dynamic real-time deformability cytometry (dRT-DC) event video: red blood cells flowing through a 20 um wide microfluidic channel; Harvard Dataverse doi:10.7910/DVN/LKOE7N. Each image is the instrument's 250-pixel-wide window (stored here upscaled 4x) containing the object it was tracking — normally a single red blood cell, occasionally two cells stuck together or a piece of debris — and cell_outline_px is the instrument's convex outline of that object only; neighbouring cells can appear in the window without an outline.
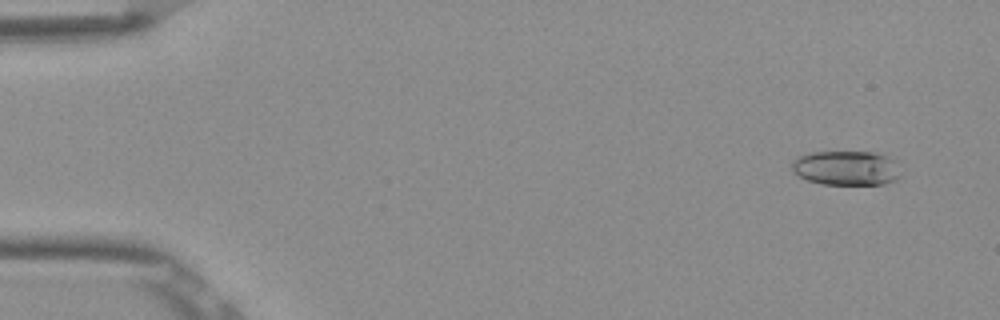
{"species": "Egyptian fruit bat (a non-hibernating species)", "species_latin": "Rousettus aegyptiacus", "temperature_condition": "room temperature", "stored_images_in_passage": 5, "camera_frame_rate_fps": 3000, "um_per_image_px": 0.085, "frame": {"image": 1, "passage_image": 1, "time_ms": 0.0, "image_size_px": [1000, 320], "cell_outline_px": [[900, 176], [896, 180], [884, 184], [820, 184], [808, 180], [800, 176], [792, 168], [792, 164], [800, 156], [812, 152], [884, 152], [896, 160]], "centroid_in_image_um": [72.02, 14.27], "position_along_channel_um": 13.0, "area_um2": 21.96}}
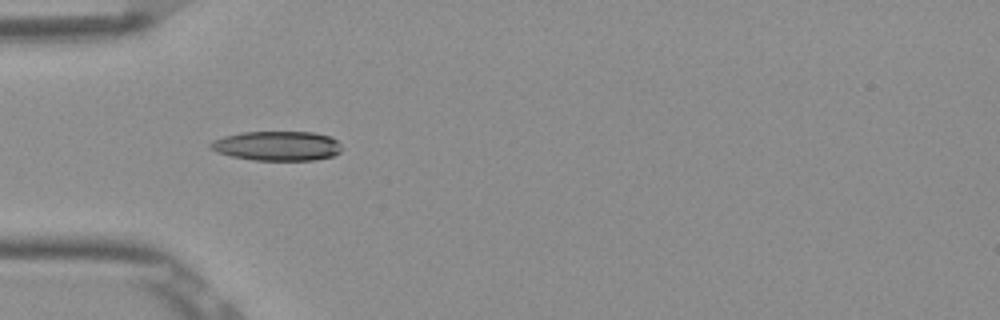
{"frame": {"image": 2, "passage_image": 4, "time_ms": 1.0, "image_size_px": [1000, 320], "cell_outline_px": [[340, 152], [332, 156], [312, 160], [256, 160], [232, 156], [216, 152], [208, 148], [208, 144], [212, 140], [224, 136], [240, 132], [312, 132], [332, 136], [340, 144]], "centroid_in_image_um": [23.52, 12.39], "position_along_channel_um": 61.5, "area_um2": 22.66}}
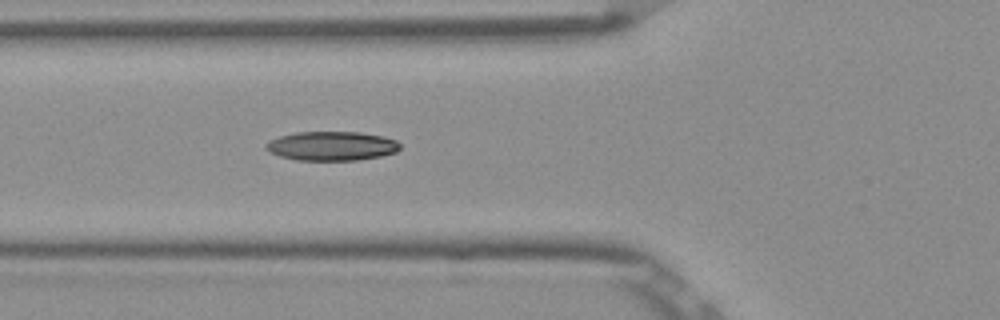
{"frame": {"image": 3, "passage_image": 5, "time_ms": 1.333, "image_size_px": [1000, 320], "cell_outline_px": [[400, 148], [396, 152], [380, 156], [356, 160], [296, 160], [280, 156], [268, 152], [264, 148], [264, 144], [280, 136], [296, 132], [360, 132], [384, 136], [396, 140], [400, 144]], "centroid_in_image_um": [28.18, 12.41], "position_along_channel_um": 97.6, "area_um2": 22.83}}